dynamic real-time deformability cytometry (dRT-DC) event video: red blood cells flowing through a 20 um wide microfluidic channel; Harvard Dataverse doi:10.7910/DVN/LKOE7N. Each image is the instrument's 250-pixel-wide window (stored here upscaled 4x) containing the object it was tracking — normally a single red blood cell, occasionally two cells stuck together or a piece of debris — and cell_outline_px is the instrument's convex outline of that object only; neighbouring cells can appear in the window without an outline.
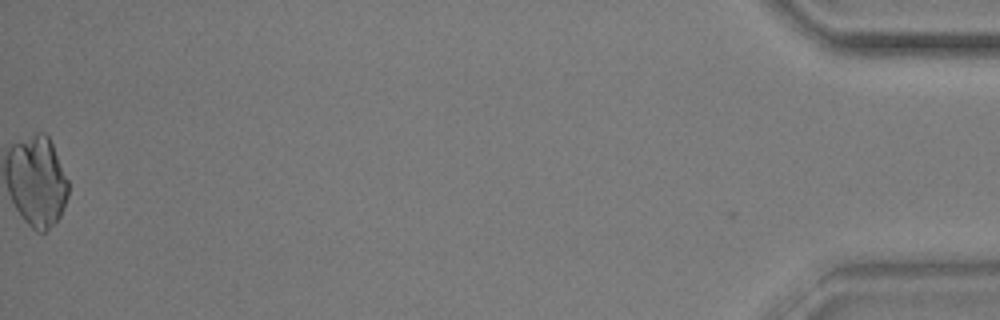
{"species": "common noctule bat (a hibernating species)", "species_latin": "Nyctalus noctula", "temperature_condition": "warm", "stored_images_in_passage": 39, "segment_of_instrument_passage": [2, 2], "camera_frame_rate_fps": 3000, "um_per_image_px": 0.085, "animal": {"sex": "male", "body_mass_g": 17.9, "forearm_length_mm": 54.2}, "frame": {"image": 1, "passage_image": 39, "time_ms": 12.667, "image_size_px": [1000, 320], "cell_outline_px": [[68, 188], [60, 212], [56, 216], [24, 160], [24, 148], [48, 140], [52, 148], [68, 184]], "centroid_in_image_um": [4.02, 14.76], "position_along_channel_um": 431.2, "area_um2": 12.89}}